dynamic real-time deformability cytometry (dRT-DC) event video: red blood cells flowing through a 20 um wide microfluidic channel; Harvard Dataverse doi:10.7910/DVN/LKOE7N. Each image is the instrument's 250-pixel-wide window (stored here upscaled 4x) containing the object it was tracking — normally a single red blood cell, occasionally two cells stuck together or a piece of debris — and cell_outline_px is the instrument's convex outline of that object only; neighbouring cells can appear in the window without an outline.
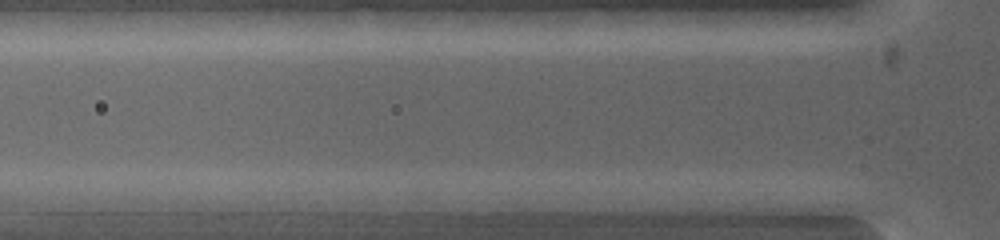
{"species": "common noctule bat (a hibernating species)", "species_latin": "Nyctalus noctula", "temperature_condition": "warm", "stored_images_in_passage": 4, "camera_frame_rate_fps": 5000, "um_per_image_px": 0.085, "animal": {"sex": "female", "body_mass_g": 19.0, "forearm_length_mm": 53.3}, "frame": {"image": 1, "passage_image": 2, "time_ms": 0.2, "image_size_px": [1000, 240], "cell_outline_px": [[588, 200], [576, 212], [496, 212], [488, 200], [496, 192], [544, 192]], "centroid_in_image_um": [45.44, 17.21], "position_along_channel_um": 80.4, "area_um2": 12.08}}